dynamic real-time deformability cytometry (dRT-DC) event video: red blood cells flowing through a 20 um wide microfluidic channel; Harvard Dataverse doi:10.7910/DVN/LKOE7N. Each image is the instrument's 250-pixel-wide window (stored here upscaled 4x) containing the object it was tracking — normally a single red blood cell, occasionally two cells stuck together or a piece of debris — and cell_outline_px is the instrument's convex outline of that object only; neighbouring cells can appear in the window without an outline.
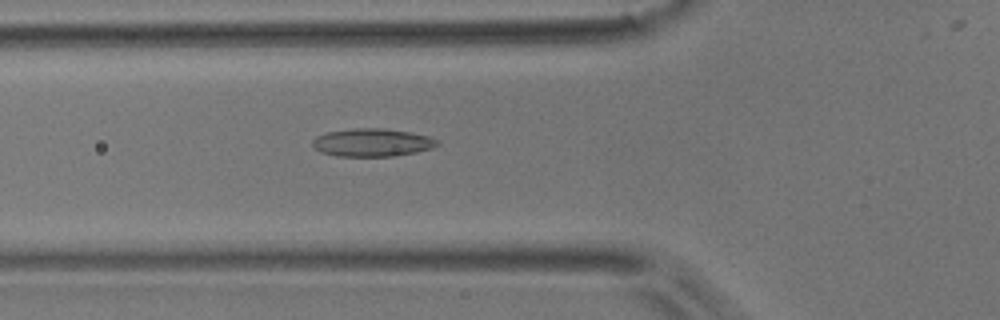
{"species": "common noctule bat (a hibernating species)", "species_latin": "Nyctalus noctula", "temperature_condition": "room temperature", "stored_images_in_passage": 29, "camera_frame_rate_fps": 3000, "um_per_image_px": 0.085, "animal": {"sex": "male", "body_mass_g": 17.9}, "frame": {"image": 1, "passage_image": 5, "time_ms": 1.333, "image_size_px": [1000, 320], "cell_outline_px": [[440, 144], [432, 148], [416, 152], [392, 156], [336, 156], [320, 152], [312, 144], [312, 140], [316, 136], [328, 132], [352, 128], [384, 128], [408, 132], [428, 136], [440, 140]], "centroid_in_image_um": [31.64, 12.11], "position_along_channel_um": 94.2, "area_um2": 20.35}}
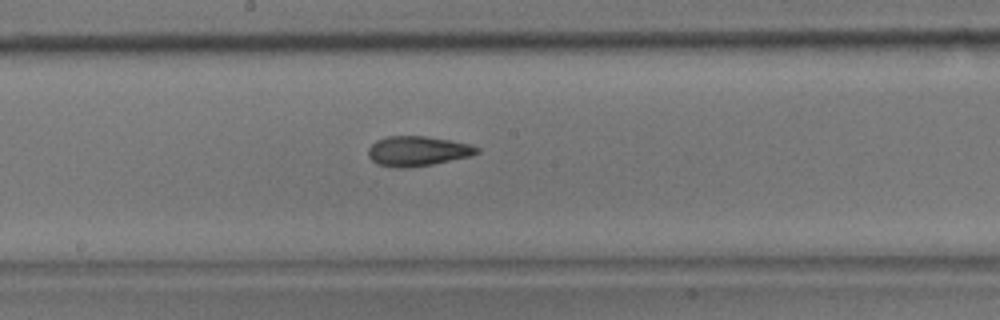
{"frame": {"image": 2, "passage_image": 14, "time_ms": 4.333, "image_size_px": [1000, 320], "cell_outline_px": [[480, 152], [468, 156], [432, 164], [408, 168], [392, 168], [376, 164], [368, 156], [368, 148], [376, 140], [388, 136], [424, 136], [448, 140], [468, 144], [480, 148]], "centroid_in_image_um": [35.43, 12.85], "position_along_channel_um": 212.8, "area_um2": 18.84}}
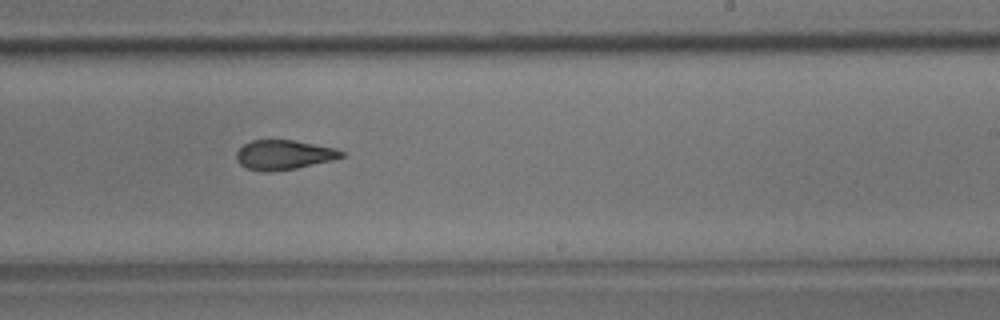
{"frame": {"image": 3, "passage_image": 18, "time_ms": 5.667, "image_size_px": [1000, 320], "cell_outline_px": [[344, 156], [332, 160], [296, 168], [272, 172], [260, 172], [248, 168], [240, 164], [236, 160], [236, 152], [244, 144], [252, 140], [292, 140], [336, 148], [344, 152]], "centroid_in_image_um": [24.1, 13.17], "position_along_channel_um": 264.9, "area_um2": 18.09}, "authors_computed_cell_mechanics": {"area_um2": 18.6694, "velocity_mm_per_s": 3.9311, "shape_relaxation_time_tau1_ms": 8.261, "shape_relaxation_time_tau2_ms": 2.4963, "deformation_change_tau1": 0.1991, "deformation_change_tau2": 0.0991}}